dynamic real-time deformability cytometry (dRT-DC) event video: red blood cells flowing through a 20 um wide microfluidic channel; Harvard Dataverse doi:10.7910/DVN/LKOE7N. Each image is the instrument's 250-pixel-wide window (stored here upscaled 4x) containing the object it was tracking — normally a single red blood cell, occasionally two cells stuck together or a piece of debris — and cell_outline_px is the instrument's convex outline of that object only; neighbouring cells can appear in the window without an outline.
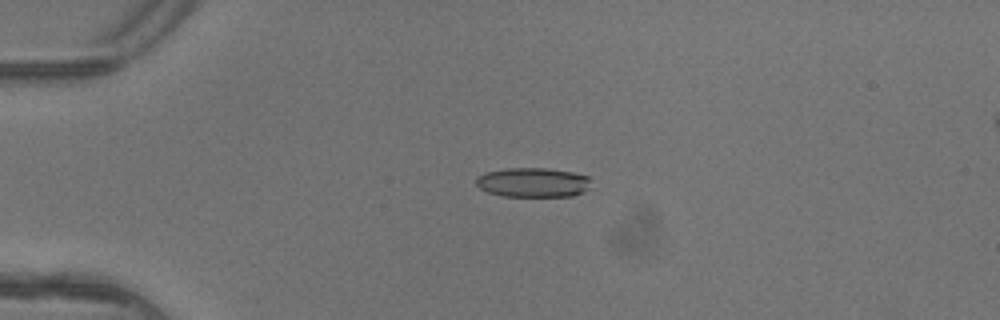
{"species": "common noctule bat (a hibernating species)", "species_latin": "Nyctalus noctula", "temperature_condition": "warm", "stored_images_in_passage": 4, "camera_frame_rate_fps": 3000, "um_per_image_px": 0.085, "animal": {"sex": "female"}, "frame": {"image": 1, "passage_image": 4, "time_ms": 1.0, "image_size_px": [1000, 320], "cell_outline_px": [[588, 188], [584, 192], [572, 196], [504, 196], [488, 192], [480, 188], [476, 184], [476, 176], [488, 172], [508, 168], [548, 168], [572, 172], [588, 176]], "centroid_in_image_um": [45.29, 15.5], "position_along_channel_um": 39.7, "area_um2": 19.59}}